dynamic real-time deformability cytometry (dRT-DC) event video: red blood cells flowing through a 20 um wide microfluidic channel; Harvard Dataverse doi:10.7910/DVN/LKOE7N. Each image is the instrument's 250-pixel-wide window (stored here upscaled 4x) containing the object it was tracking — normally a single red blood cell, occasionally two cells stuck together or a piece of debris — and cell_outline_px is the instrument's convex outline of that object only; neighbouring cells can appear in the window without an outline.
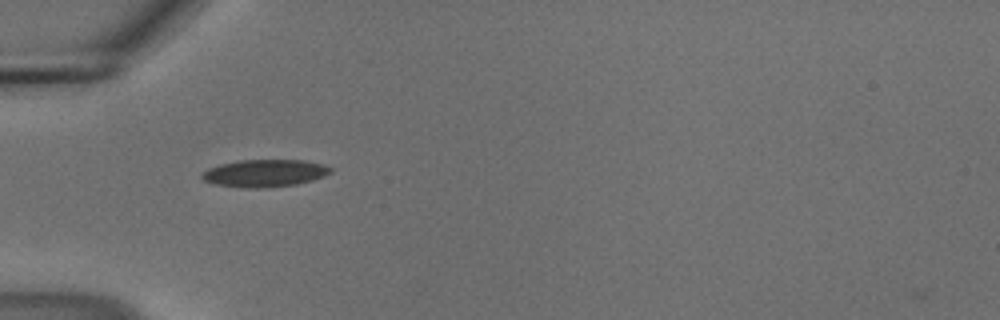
{"species": "common noctule bat (a hibernating species)", "species_latin": "Nyctalus noctula", "temperature_condition": "cold", "stored_images_in_passage": 34, "camera_frame_rate_fps": 3000, "um_per_image_px": 0.085, "animal": {"sex": "male", "body_mass_g": 18.8}, "frame": {"image": 1, "passage_image": 1, "time_ms": 0.0, "image_size_px": [1000, 320], "cell_outline_px": [[332, 172], [324, 176], [312, 180], [296, 184], [264, 188], [244, 188], [216, 184], [204, 180], [200, 176], [208, 168], [220, 164], [236, 160], [304, 160], [324, 164], [332, 168]], "centroid_in_image_um": [22.51, 14.71], "position_along_channel_um": 62.5, "area_um2": 20.58}}
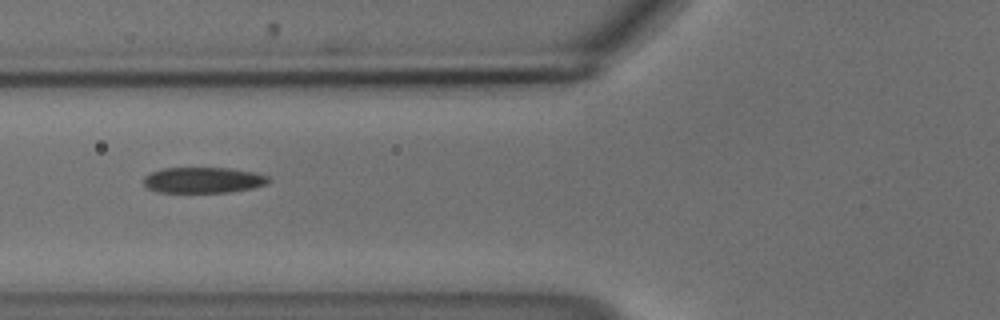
{"frame": {"image": 2, "passage_image": 5, "time_ms": 1.333, "image_size_px": [1000, 320], "cell_outline_px": [[272, 180], [268, 184], [252, 188], [228, 192], [156, 192], [148, 188], [144, 184], [144, 176], [152, 172], [164, 168], [228, 168], [256, 172], [268, 176]], "centroid_in_image_um": [17.31, 15.31], "position_along_channel_um": 108.5, "area_um2": 18.84}}
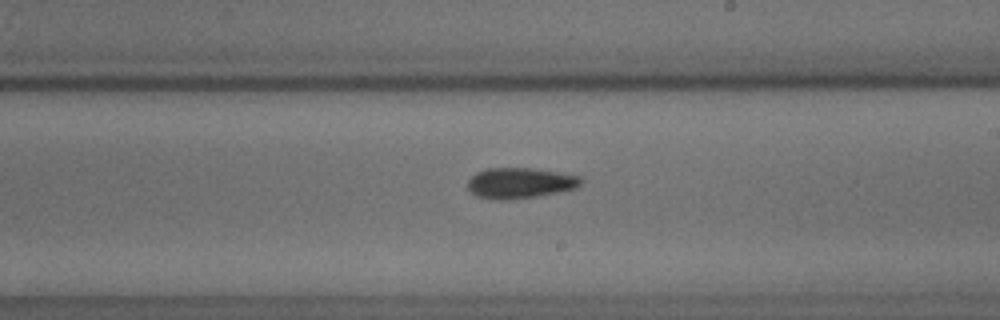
{"frame": {"image": 3, "passage_image": 16, "time_ms": 5.0, "image_size_px": [1000, 320], "cell_outline_px": [[580, 184], [576, 188], [536, 196], [508, 200], [496, 200], [476, 196], [468, 188], [468, 180], [476, 172], [488, 168], [532, 168], [560, 172], [580, 176]], "centroid_in_image_um": [44.17, 15.55], "position_along_channel_um": 244.8, "area_um2": 20.11}, "authors_computed_cell_mechanics": {"area_um2": 19.363, "velocity_mm_per_s": 3.7031, "shape_relaxation_time_tau1_ms": 6.1594, "shape_relaxation_time_tau2_ms": 6.4713, "deformation_change_tau1": 0.1436, "deformation_change_tau2": 0.1488}}